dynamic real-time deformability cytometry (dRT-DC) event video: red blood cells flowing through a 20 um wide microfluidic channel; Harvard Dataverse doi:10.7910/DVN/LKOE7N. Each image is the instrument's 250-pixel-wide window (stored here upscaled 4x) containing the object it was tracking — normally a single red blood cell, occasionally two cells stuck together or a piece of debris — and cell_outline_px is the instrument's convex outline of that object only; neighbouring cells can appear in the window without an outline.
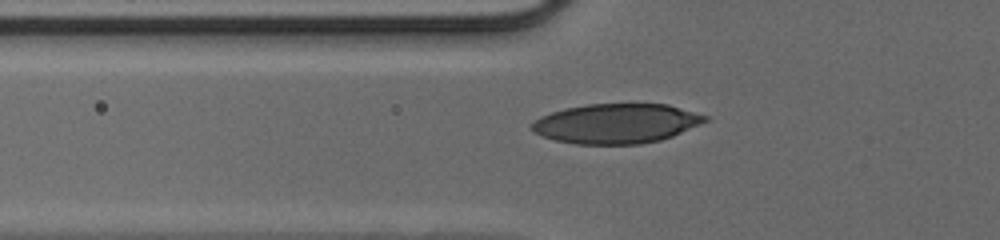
{"species": "human", "species_latin": "Homo sapiens", "temperature_condition": "cold", "stored_images_in_passage": 40, "camera_frame_rate_fps": 3000, "um_per_image_px": 0.085, "donor": {"sex": "male"}, "frame": {"image": 1, "passage_image": 10, "time_ms": 3.0, "image_size_px": [1000, 240], "cell_outline_px": [[708, 120], [700, 124], [672, 136], [660, 140], [640, 144], [576, 144], [556, 140], [544, 136], [528, 128], [532, 120], [540, 116], [564, 108], [588, 104], [668, 104], [708, 116]], "centroid_in_image_um": [52.36, 10.49], "position_along_channel_um": 73.4, "area_um2": 40.06}}
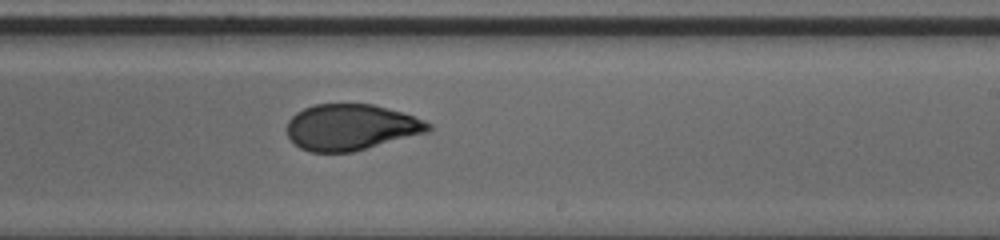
{"frame": {"image": 2, "passage_image": 23, "time_ms": 7.333, "image_size_px": [1000, 240], "cell_outline_px": [[432, 128], [428, 132], [352, 152], [308, 152], [300, 148], [288, 136], [288, 120], [296, 112], [304, 108], [316, 104], [372, 104], [400, 112], [424, 120], [432, 124]], "centroid_in_image_um": [29.83, 10.82], "position_along_channel_um": 259.2, "area_um2": 37.69}}
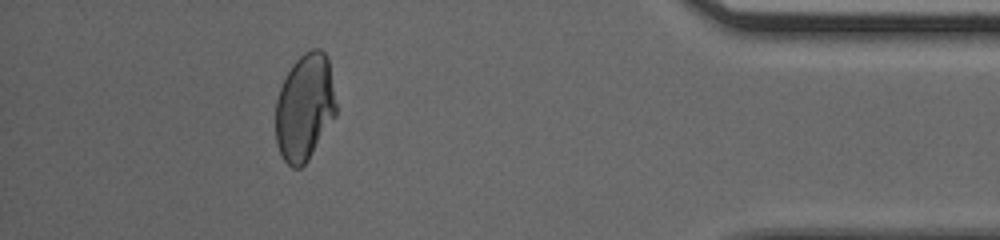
{"frame": {"image": 3, "passage_image": 36, "time_ms": 11.667, "image_size_px": [1000, 240], "cell_outline_px": [[336, 116], [308, 160], [300, 168], [292, 168], [284, 160], [276, 144], [276, 100], [280, 88], [292, 64], [304, 52], [312, 48], [320, 48], [328, 56], [336, 104]], "centroid_in_image_um": [25.9, 9.11], "position_along_channel_um": 409.3, "area_um2": 37.74}}